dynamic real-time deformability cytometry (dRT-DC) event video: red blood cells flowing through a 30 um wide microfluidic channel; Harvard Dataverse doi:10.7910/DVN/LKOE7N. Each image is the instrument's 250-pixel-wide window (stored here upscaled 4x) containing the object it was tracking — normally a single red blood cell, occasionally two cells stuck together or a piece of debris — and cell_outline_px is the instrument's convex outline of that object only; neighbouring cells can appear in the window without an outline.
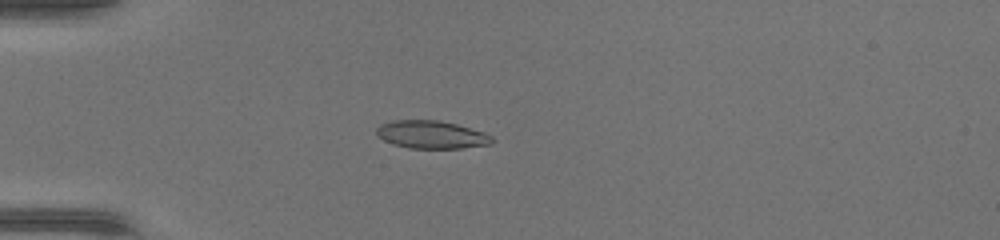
{"species": "common noctule bat (a hibernating species)", "species_latin": "Nyctalus noctula", "temperature_condition": "warm", "stored_images_in_passage": 36, "camera_frame_rate_fps": 3000, "um_per_image_px": 0.085, "animal": {"sex": "female", "body_mass_g": 17.0, "forearm_length_mm": 48.0}, "frame": {"image": 1, "passage_image": 3, "time_ms": 0.667, "image_size_px": [1000, 240], "cell_outline_px": [[496, 140], [488, 144], [460, 148], [408, 148], [392, 144], [376, 136], [376, 128], [380, 124], [392, 120], [440, 120], [456, 124], [484, 132], [492, 136]], "centroid_in_image_um": [36.64, 11.44], "position_along_channel_um": 48.4, "area_um2": 18.84}}
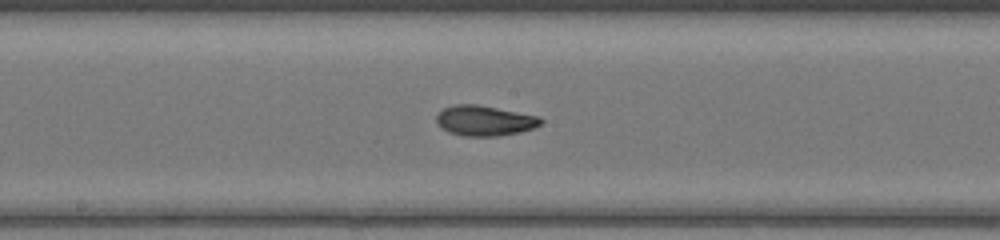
{"frame": {"image": 2, "passage_image": 15, "time_ms": 4.667, "image_size_px": [1000, 240], "cell_outline_px": [[544, 120], [540, 124], [532, 128], [520, 132], [496, 136], [464, 136], [448, 132], [440, 128], [436, 124], [436, 116], [444, 108], [456, 104], [476, 104], [540, 116]], "centroid_in_image_um": [41.17, 10.26], "position_along_channel_um": 207.0, "area_um2": 18.44}}
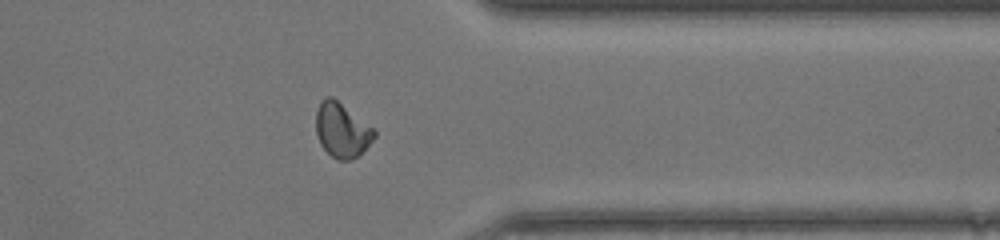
{"frame": {"image": 3, "passage_image": 27, "time_ms": 8.667, "image_size_px": [1000, 240], "cell_outline_px": [[376, 136], [356, 156], [348, 160], [336, 160], [320, 144], [316, 132], [316, 108], [320, 100], [328, 96], [332, 96], [372, 128], [376, 132]], "centroid_in_image_um": [29.01, 11.04], "position_along_channel_um": 382.4, "area_um2": 18.09}}